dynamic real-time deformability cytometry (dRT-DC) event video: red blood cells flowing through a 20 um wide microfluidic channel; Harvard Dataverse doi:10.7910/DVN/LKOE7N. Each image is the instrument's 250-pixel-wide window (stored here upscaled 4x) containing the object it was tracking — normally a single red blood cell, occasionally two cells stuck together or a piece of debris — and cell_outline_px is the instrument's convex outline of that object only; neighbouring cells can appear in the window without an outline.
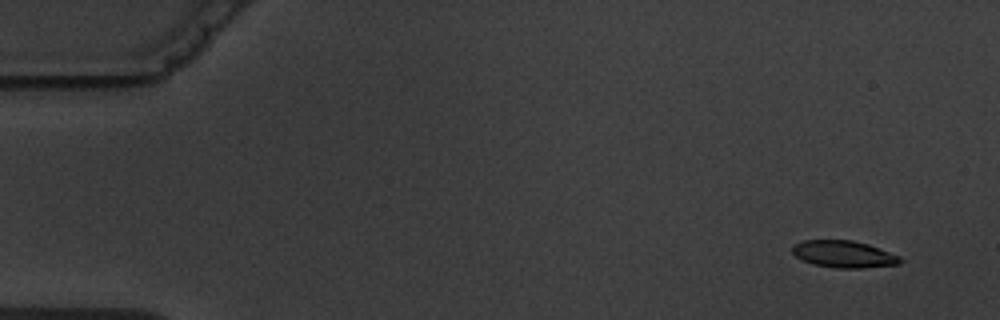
{"species": "common noctule bat (a hibernating species)", "species_latin": "Nyctalus noctula", "temperature_condition": "warm", "stored_images_in_passage": 4, "camera_frame_rate_fps": 3000, "um_per_image_px": 0.085, "animal": {"sex": "male", "body_mass_g": 19.5, "forearm_length_mm": 54.6}, "frame": {"image": 1, "passage_image": 1, "time_ms": 0.0, "image_size_px": [1000, 320], "cell_outline_px": [[904, 260], [900, 264], [860, 268], [836, 268], [812, 264], [796, 256], [792, 252], [792, 244], [804, 240], [852, 240], [868, 244], [880, 248], [900, 256]], "centroid_in_image_um": [71.73, 21.6], "position_along_channel_um": 13.3, "area_um2": 17.05}}
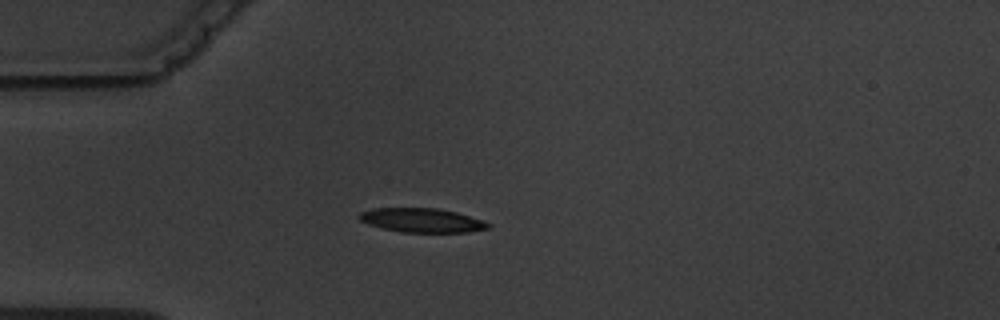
{"frame": {"image": 2, "passage_image": 4, "time_ms": 4.0, "image_size_px": [1000, 320], "cell_outline_px": [[492, 224], [488, 228], [468, 232], [400, 232], [368, 224], [360, 220], [356, 216], [360, 212], [372, 208], [436, 208], [456, 212], [484, 220]], "centroid_in_image_um": [35.85, 18.72], "position_along_channel_um": 49.1, "area_um2": 18.15}}